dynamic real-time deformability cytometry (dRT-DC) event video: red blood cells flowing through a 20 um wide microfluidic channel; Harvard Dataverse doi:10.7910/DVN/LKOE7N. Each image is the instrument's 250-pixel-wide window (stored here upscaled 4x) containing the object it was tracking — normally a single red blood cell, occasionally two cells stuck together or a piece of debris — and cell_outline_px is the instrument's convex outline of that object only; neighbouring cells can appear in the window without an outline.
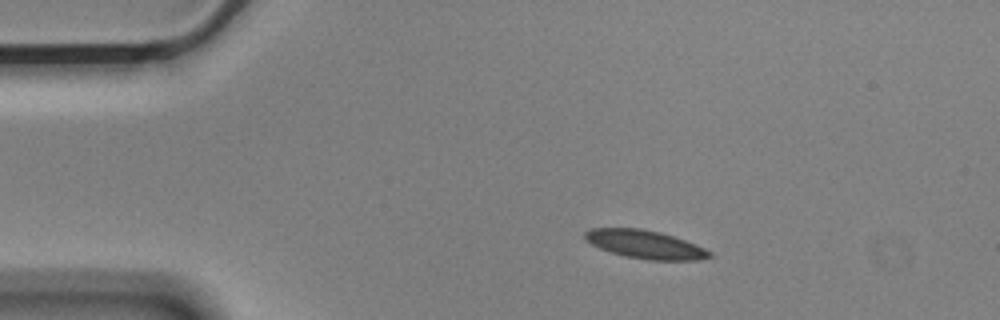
{"species": "Egyptian fruit bat (a non-hibernating species)", "species_latin": "Rousettus aegyptiacus", "temperature_condition": "cold", "stored_images_in_passage": 47, "camera_frame_rate_fps": 3000, "um_per_image_px": 0.085, "animal": {"sex": "male"}, "frame": {"image": 1, "passage_image": 1, "time_ms": 0.0, "image_size_px": [1000, 320], "cell_outline_px": [[716, 256], [696, 260], [648, 260], [624, 256], [600, 248], [584, 240], [584, 232], [592, 228], [640, 228], [660, 232], [696, 244], [712, 252]], "centroid_in_image_um": [54.85, 20.78], "position_along_channel_um": 30.2, "area_um2": 20.58}}
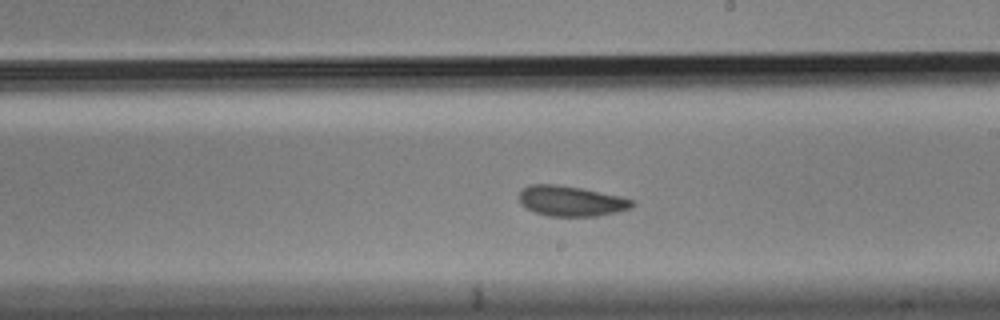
{"frame": {"image": 2, "passage_image": 23, "time_ms": 7.333, "image_size_px": [1000, 320], "cell_outline_px": [[636, 204], [632, 208], [616, 212], [596, 216], [548, 216], [536, 212], [520, 204], [520, 192], [524, 188], [532, 184], [556, 184], [580, 188], [620, 196], [636, 200]], "centroid_in_image_um": [48.59, 17.09], "position_along_channel_um": 240.4, "area_um2": 19.88}}
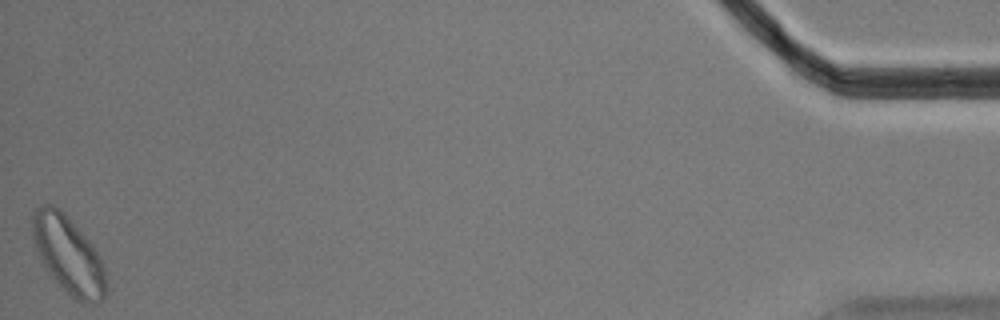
{"frame": {"image": 3, "passage_image": 47, "time_ms": 15.333, "image_size_px": [1000, 320], "cell_outline_px": [[108, 292], [104, 300], [96, 304], [84, 304], [76, 300], [52, 280], [32, 240], [32, 216], [36, 208], [40, 204], [52, 204], [60, 208], [64, 212], [88, 240], [100, 256], [104, 268], [108, 288]], "centroid_in_image_um": [5.83, 21.71], "position_along_channel_um": 429.4, "area_um2": 33.64}, "authors_computed_cell_mechanics": {"area_um2": 20.7502, "velocity_mm_per_s": 3.546, "shape_relaxation_time_tau1_ms": 3.5044, "shape_relaxation_time_tau2_ms": 2.19, "deformation_change_tau1": 0.1152, "deformation_change_tau2": 0.0671}}